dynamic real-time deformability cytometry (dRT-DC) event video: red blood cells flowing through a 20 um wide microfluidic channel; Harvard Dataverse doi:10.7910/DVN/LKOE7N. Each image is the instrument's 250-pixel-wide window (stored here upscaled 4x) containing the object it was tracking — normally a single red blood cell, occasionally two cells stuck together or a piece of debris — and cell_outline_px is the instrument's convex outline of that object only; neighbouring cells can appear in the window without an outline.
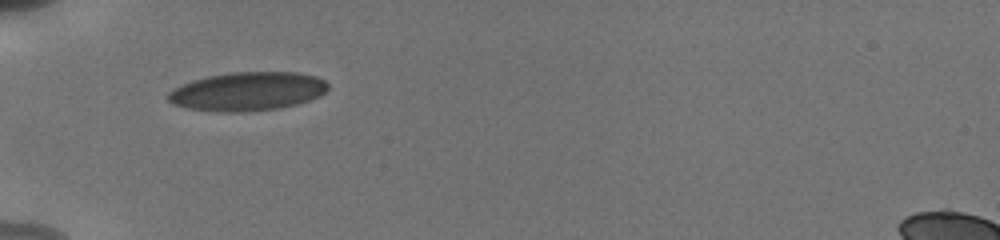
{"species": "human", "species_latin": "Homo sapiens", "temperature_condition": "cold", "stored_images_in_passage": 50, "camera_frame_rate_fps": 3000, "um_per_image_px": 0.085, "donor": {"sex": "male"}, "frame": {"image": 1, "passage_image": 1, "time_ms": 0.0, "image_size_px": [1000, 240], "cell_outline_px": [[328, 88], [320, 96], [296, 104], [280, 108], [244, 112], [216, 112], [188, 108], [172, 104], [168, 100], [168, 92], [192, 80], [208, 76], [232, 72], [296, 72], [316, 76], [324, 80], [328, 84]], "centroid_in_image_um": [21.04, 7.77], "position_along_channel_um": 64.0, "area_um2": 36.01}}
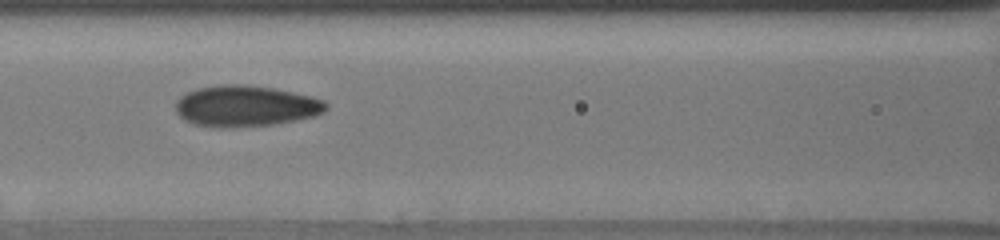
{"frame": {"image": 2, "passage_image": 8, "time_ms": 2.333, "image_size_px": [1000, 240], "cell_outline_px": [[328, 108], [324, 112], [316, 116], [296, 120], [272, 124], [228, 128], [224, 128], [192, 124], [184, 120], [176, 112], [176, 100], [180, 96], [196, 88], [220, 84], [244, 84], [272, 88], [312, 96], [324, 100], [328, 104]], "centroid_in_image_um": [20.88, 9.01], "position_along_channel_um": 145.7, "area_um2": 36.24}}
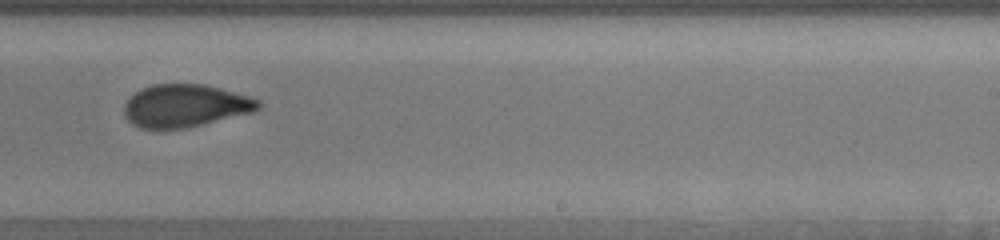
{"frame": {"image": 3, "passage_image": 21, "time_ms": 5.667, "image_size_px": [1000, 240], "cell_outline_px": [[264, 104], [256, 112], [184, 128], [140, 128], [132, 124], [124, 116], [124, 104], [140, 88], [152, 84], [204, 84], [220, 88], [248, 96], [260, 100]], "centroid_in_image_um": [15.77, 8.98], "position_along_channel_um": 273.2, "area_um2": 33.47}, "authors_computed_cell_mechanics": {"area_um2": 33.0616, "velocity_mm_per_s": 3.8478, "shape_relaxation_time_tau1_ms": 5.4386, "shape_relaxation_time_tau2_ms": 1.2207, "deformation_change_tau1": 0.1235, "deformation_change_tau2": 0.0536}}